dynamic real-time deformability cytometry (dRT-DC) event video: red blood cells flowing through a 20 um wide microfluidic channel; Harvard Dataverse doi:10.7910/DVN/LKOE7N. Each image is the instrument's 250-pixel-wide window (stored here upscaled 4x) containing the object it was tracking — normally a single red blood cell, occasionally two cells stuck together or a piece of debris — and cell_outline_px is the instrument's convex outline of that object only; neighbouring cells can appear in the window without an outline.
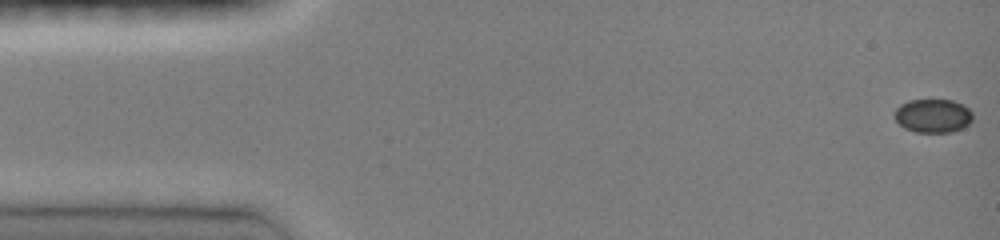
{"species": "common noctule bat (a hibernating species)", "species_latin": "Nyctalus noctula", "temperature_condition": "room temperature", "stored_images_in_passage": 47, "camera_frame_rate_fps": 3000, "um_per_image_px": 0.085, "animal": {"sex": "female", "body_mass_g": 19.0, "forearm_length_mm": 51.5}, "frame": {"image": 1, "passage_image": 1, "time_ms": 0.0, "image_size_px": [1000, 240], "cell_outline_px": [[972, 120], [968, 124], [952, 132], [916, 132], [904, 128], [896, 120], [896, 108], [900, 104], [908, 100], [952, 100], [964, 104], [972, 112]], "centroid_in_image_um": [79.31, 9.83], "position_along_channel_um": 5.7, "area_um2": 15.26}}
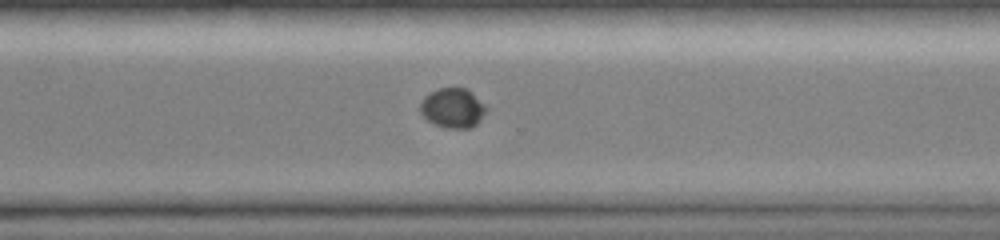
{"frame": {"image": 2, "passage_image": 34, "time_ms": 11.0, "image_size_px": [1000, 240], "cell_outline_px": [[488, 108], [480, 120], [476, 124], [468, 128], [448, 128], [432, 124], [420, 112], [420, 104], [424, 96], [440, 88], [468, 88]], "centroid_in_image_um": [38.48, 9.18], "position_along_channel_um": 332.1, "area_um2": 15.2}}
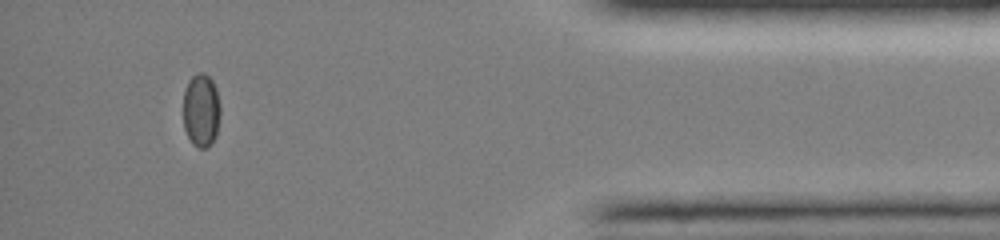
{"frame": {"image": 3, "passage_image": 43, "time_ms": 14.0, "image_size_px": [1000, 240], "cell_outline_px": [[220, 116], [216, 136], [212, 144], [208, 148], [200, 148], [192, 144], [184, 128], [184, 88], [188, 80], [196, 72], [204, 72], [212, 80], [216, 88], [220, 104]], "centroid_in_image_um": [17.11, 9.37], "position_along_channel_um": 418.1, "area_um2": 16.18}}